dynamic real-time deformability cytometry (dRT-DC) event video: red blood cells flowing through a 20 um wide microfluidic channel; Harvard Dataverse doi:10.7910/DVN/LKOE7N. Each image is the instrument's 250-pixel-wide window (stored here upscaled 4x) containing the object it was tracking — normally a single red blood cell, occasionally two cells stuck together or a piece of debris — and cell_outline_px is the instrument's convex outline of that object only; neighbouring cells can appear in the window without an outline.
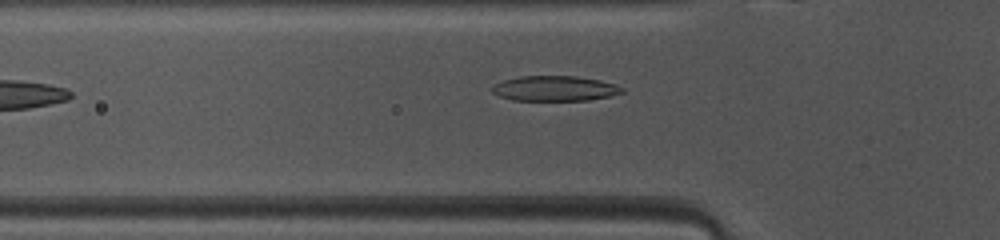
{"species": "common noctule bat (a hibernating species)", "species_latin": "Nyctalus noctula", "temperature_condition": "warm", "stored_images_in_passage": 34, "camera_frame_rate_fps": 3000, "um_per_image_px": 0.085, "animal": {"sex": "female", "body_mass_g": 10.0, "forearm_length_mm": 53.1}, "frame": {"image": 1, "passage_image": 5, "time_ms": 1.333, "image_size_px": [1000, 240], "cell_outline_px": [[624, 92], [608, 96], [588, 100], [512, 100], [500, 96], [492, 92], [492, 84], [504, 80], [520, 76], [576, 76], [600, 80], [624, 88]], "centroid_in_image_um": [47.12, 7.51], "position_along_channel_um": 78.7, "area_um2": 18.9}}
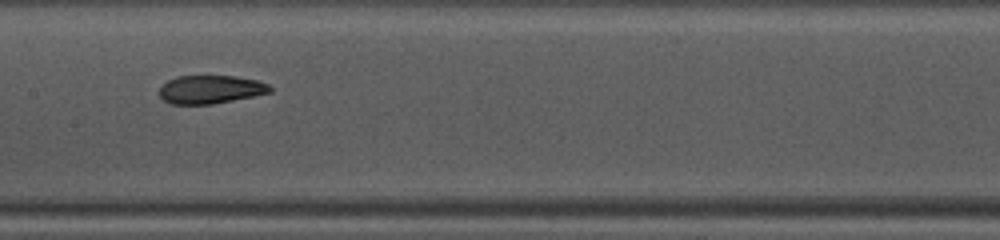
{"frame": {"image": 2, "passage_image": 13, "time_ms": 4.0, "image_size_px": [1000, 240], "cell_outline_px": [[272, 92], [212, 104], [172, 104], [164, 100], [160, 96], [160, 88], [168, 80], [176, 76], [236, 76], [256, 80], [268, 84], [272, 88]], "centroid_in_image_um": [17.9, 7.6], "position_along_channel_um": 189.5, "area_um2": 18.09}}
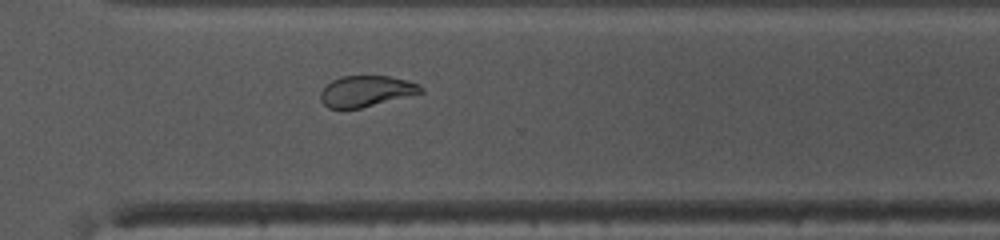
{"frame": {"image": 3, "passage_image": 24, "time_ms": 7.667, "image_size_px": [1000, 240], "cell_outline_px": [[424, 92], [360, 108], [328, 108], [320, 100], [320, 92], [332, 80], [340, 76], [392, 76], [416, 84], [424, 88]], "centroid_in_image_um": [31.1, 7.74], "position_along_channel_um": 339.5, "area_um2": 17.86}, "authors_computed_cell_mechanics": {"area_um2": 18.9006, "velocity_mm_per_s": 4.1047, "shape_relaxation_time_tau1_ms": 4.3221, "shape_relaxation_time_tau2_ms": 1.46, "deformation_change_tau1": 0.1638, "deformation_change_tau2": 0.0754}}